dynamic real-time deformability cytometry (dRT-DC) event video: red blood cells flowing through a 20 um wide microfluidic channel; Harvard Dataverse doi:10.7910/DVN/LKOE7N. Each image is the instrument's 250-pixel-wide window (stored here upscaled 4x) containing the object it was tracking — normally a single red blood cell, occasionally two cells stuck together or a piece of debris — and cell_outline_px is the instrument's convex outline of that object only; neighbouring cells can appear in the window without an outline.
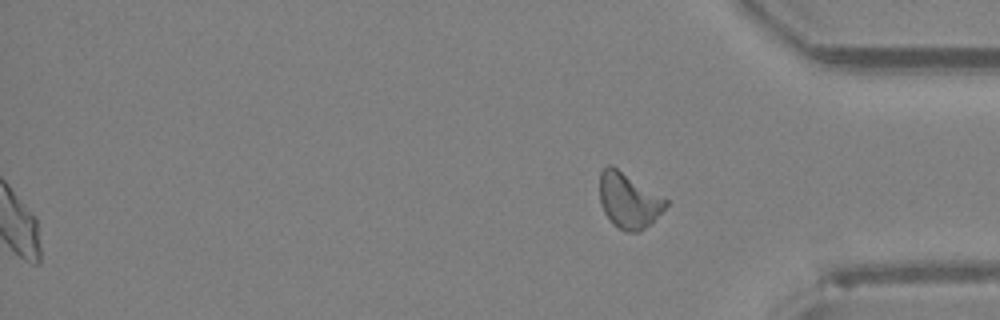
{"species": "Egyptian fruit bat (a non-hibernating species)", "species_latin": "Rousettus aegyptiacus", "temperature_condition": "room temperature", "stored_images_in_passage": 41, "segment_of_instrument_passage": [2, 2], "camera_frame_rate_fps": 3000, "um_per_image_px": 0.085, "animal": {"sex": "female"}, "frame": {"image": 1, "passage_image": 41, "time_ms": 13.333, "image_size_px": [1000, 320], "cell_outline_px": [[668, 204], [652, 224], [640, 232], [624, 232], [612, 224], [604, 212], [600, 204], [600, 172], [608, 164], [612, 164], [668, 200]], "centroid_in_image_um": [53.43, 17.06], "position_along_channel_um": 381.8, "area_um2": 21.62}}